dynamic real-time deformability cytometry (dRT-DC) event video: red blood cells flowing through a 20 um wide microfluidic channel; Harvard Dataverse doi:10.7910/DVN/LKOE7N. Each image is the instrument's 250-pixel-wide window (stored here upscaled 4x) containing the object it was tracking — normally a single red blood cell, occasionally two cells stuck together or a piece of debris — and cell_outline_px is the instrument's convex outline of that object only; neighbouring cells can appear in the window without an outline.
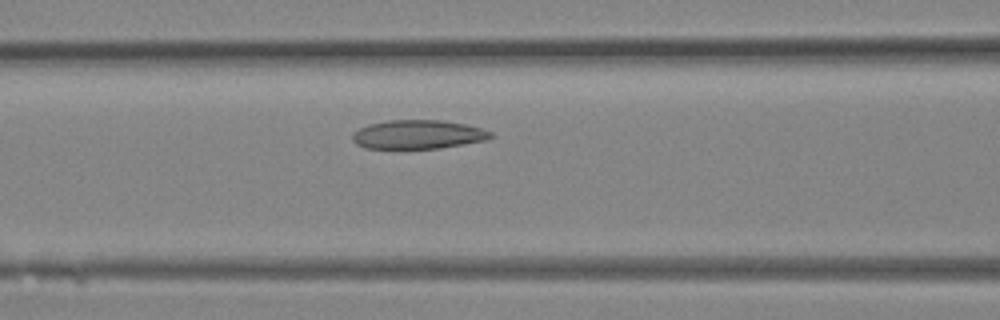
{"species": "Egyptian fruit bat (a non-hibernating species)", "species_latin": "Rousettus aegyptiacus", "temperature_condition": "room temperature", "stored_images_in_passage": 24, "camera_frame_rate_fps": 3000, "um_per_image_px": 0.085, "animal": {"sex": "female"}, "frame": {"image": 1, "passage_image": 9, "time_ms": 2.667, "image_size_px": [1000, 320], "cell_outline_px": [[492, 136], [484, 140], [464, 144], [440, 148], [364, 148], [356, 144], [352, 140], [352, 132], [368, 124], [388, 120], [440, 120], [464, 124], [480, 128], [492, 132]], "centroid_in_image_um": [35.47, 11.43], "position_along_channel_um": 131.1, "area_um2": 23.12}}
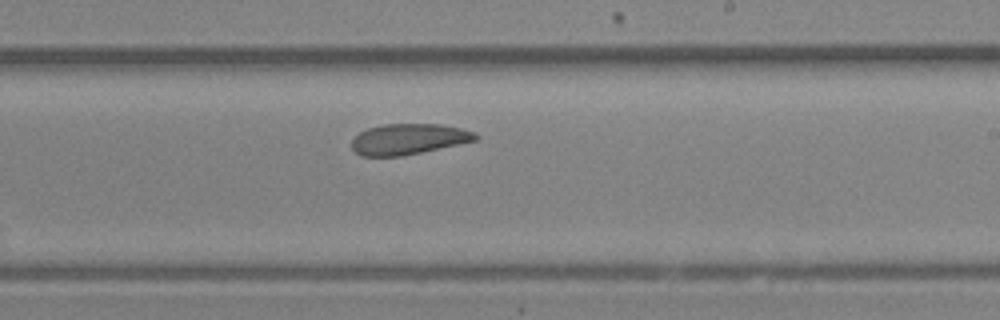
{"frame": {"image": 2, "passage_image": 15, "time_ms": 4.667, "image_size_px": [1000, 320], "cell_outline_px": [[480, 136], [476, 140], [420, 152], [400, 156], [360, 156], [352, 148], [352, 140], [360, 132], [368, 128], [384, 124], [440, 124], [460, 128], [476, 132]], "centroid_in_image_um": [34.72, 11.81], "position_along_channel_um": 254.3, "area_um2": 21.96}}
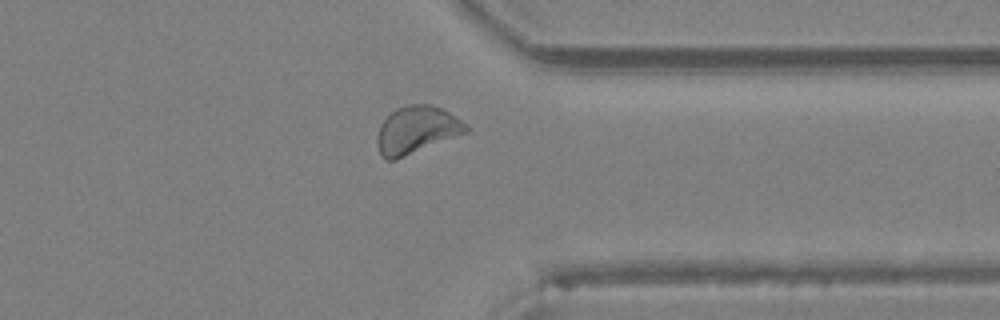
{"frame": {"image": 3, "passage_image": 21, "time_ms": 6.667, "image_size_px": [1000, 320], "cell_outline_px": [[468, 132], [396, 160], [384, 160], [380, 156], [376, 144], [376, 136], [380, 124], [396, 108], [408, 104], [428, 104], [440, 108], [448, 112], [468, 124]], "centroid_in_image_um": [35.37, 11.07], "position_along_channel_um": 376.0, "area_um2": 24.74}}